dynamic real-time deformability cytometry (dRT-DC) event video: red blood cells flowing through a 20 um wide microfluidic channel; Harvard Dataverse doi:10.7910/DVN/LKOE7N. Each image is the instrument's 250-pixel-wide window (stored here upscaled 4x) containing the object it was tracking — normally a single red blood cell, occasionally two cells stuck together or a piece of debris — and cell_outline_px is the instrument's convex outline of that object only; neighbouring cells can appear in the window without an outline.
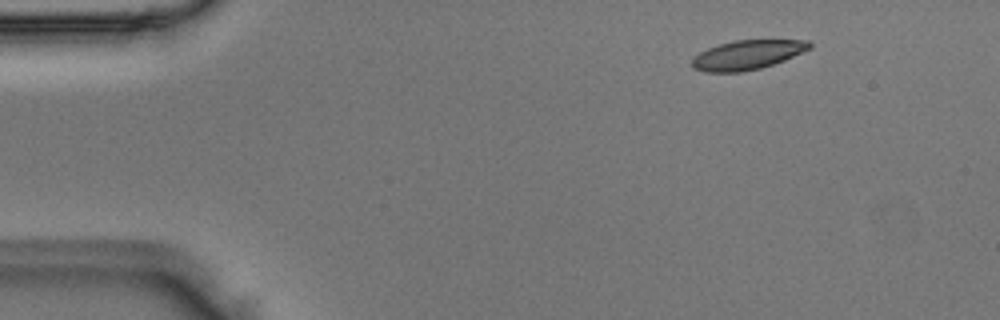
{"species": "Egyptian fruit bat (a non-hibernating species)", "species_latin": "Rousettus aegyptiacus", "temperature_condition": "room temperature", "stored_images_in_passage": 46, "camera_frame_rate_fps": 3000, "um_per_image_px": 0.085, "animal": {"sex": "male"}, "frame": {"image": 1, "passage_image": 1, "time_ms": 0.0, "image_size_px": [1000, 320], "cell_outline_px": [[812, 48], [784, 60], [760, 68], [740, 72], [704, 72], [692, 68], [692, 56], [708, 48], [720, 44], [736, 40], [808, 40], [812, 44]], "centroid_in_image_um": [63.5, 4.66], "position_along_channel_um": 21.5, "area_um2": 20.06}}
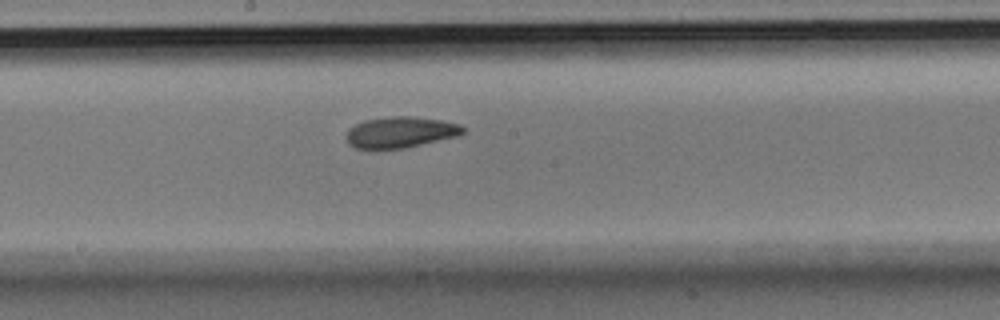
{"frame": {"image": 2, "passage_image": 22, "time_ms": 7.0, "image_size_px": [1000, 320], "cell_outline_px": [[464, 132], [456, 136], [404, 148], [356, 148], [348, 144], [344, 136], [348, 128], [364, 120], [392, 116], [408, 116], [440, 120], [460, 124], [464, 128]], "centroid_in_image_um": [33.98, 11.23], "position_along_channel_um": 214.2, "area_um2": 20.92}}
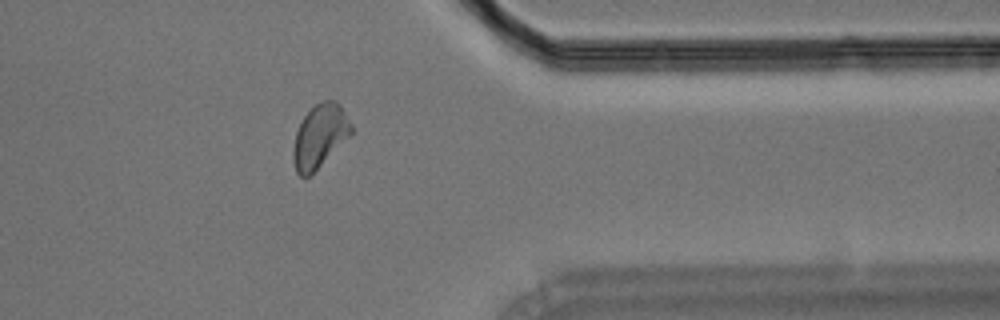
{"frame": {"image": 3, "passage_image": 36, "time_ms": 11.667, "image_size_px": [1000, 320], "cell_outline_px": [[352, 136], [308, 176], [300, 176], [296, 172], [292, 160], [292, 152], [296, 132], [304, 116], [320, 100], [336, 100], [340, 104], [352, 124]], "centroid_in_image_um": [27.2, 11.55], "position_along_channel_um": 384.2, "area_um2": 21.44}}